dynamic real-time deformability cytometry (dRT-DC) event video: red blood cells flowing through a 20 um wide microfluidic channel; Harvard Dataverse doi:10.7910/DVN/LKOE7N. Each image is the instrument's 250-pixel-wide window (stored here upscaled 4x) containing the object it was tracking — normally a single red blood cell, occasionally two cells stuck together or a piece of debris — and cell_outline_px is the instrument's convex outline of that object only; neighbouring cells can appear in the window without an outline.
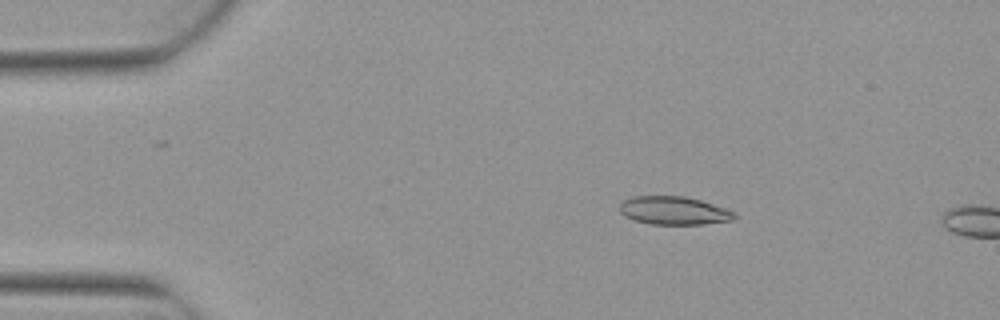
{"species": "Egyptian fruit bat (a non-hibernating species)", "species_latin": "Rousettus aegyptiacus", "temperature_condition": "warm", "stored_images_in_passage": 3, "camera_frame_rate_fps": 3000, "um_per_image_px": 0.085, "animal": {"sex": "female"}, "frame": {"image": 1, "passage_image": 1, "time_ms": 0.0, "image_size_px": [1000, 320], "cell_outline_px": [[736, 216], [732, 220], [704, 224], [652, 224], [636, 220], [624, 216], [620, 212], [620, 204], [624, 200], [632, 196], [684, 196], [700, 200], [736, 212]], "centroid_in_image_um": [57.27, 17.9], "position_along_channel_um": 27.7, "area_um2": 18.73}}